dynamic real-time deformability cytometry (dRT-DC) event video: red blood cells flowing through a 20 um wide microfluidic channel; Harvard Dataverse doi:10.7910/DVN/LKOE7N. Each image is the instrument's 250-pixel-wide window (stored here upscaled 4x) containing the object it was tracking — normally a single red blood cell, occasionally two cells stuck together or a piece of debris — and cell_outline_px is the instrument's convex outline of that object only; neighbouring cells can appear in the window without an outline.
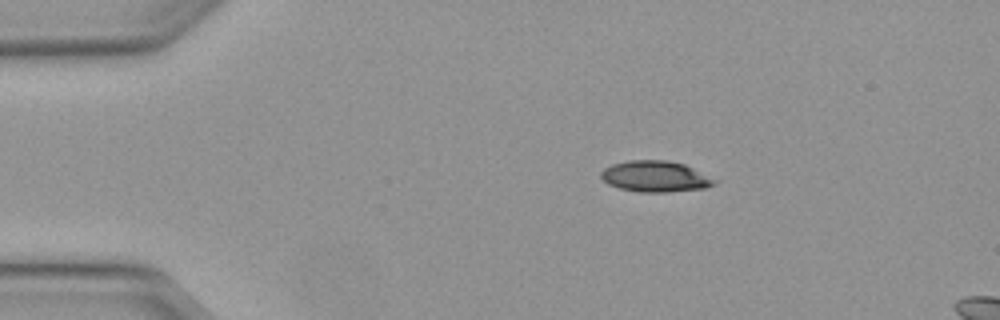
{"species": "Egyptian fruit bat (a non-hibernating species)", "species_latin": "Rousettus aegyptiacus", "temperature_condition": "warm", "stored_images_in_passage": 7, "camera_frame_rate_fps": 3000, "um_per_image_px": 0.085, "animal": {"sex": "female"}, "frame": {"image": 1, "passage_image": 1, "time_ms": 0.0, "image_size_px": [1000, 320], "cell_outline_px": [[720, 180], [716, 184], [704, 188], [668, 192], [640, 192], [620, 188], [608, 184], [600, 176], [600, 172], [604, 168], [612, 164], [628, 160], [668, 160], [684, 164]], "centroid_in_image_um": [55.73, 14.99], "position_along_channel_um": 29.3, "area_um2": 20.69}}